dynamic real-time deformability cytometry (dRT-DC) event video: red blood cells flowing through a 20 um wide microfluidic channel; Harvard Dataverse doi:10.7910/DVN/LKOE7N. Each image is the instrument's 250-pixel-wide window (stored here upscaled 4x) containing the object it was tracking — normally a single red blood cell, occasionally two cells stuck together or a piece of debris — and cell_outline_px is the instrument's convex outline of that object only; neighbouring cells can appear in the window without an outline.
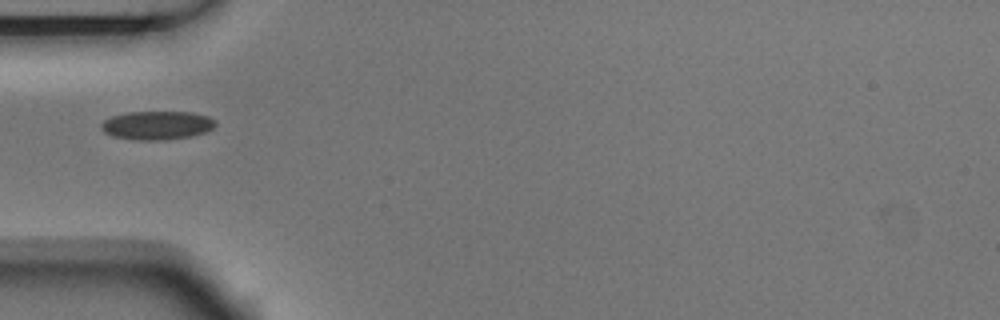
{"species": "Egyptian fruit bat (a non-hibernating species)", "species_latin": "Rousettus aegyptiacus", "temperature_condition": "room temperature", "stored_images_in_passage": 1, "camera_frame_rate_fps": 3000, "um_per_image_px": 0.085, "animal": {"sex": "male"}, "frame": {"image": 1, "passage_image": 1, "time_ms": 0.0, "image_size_px": [1000, 320], "cell_outline_px": [[216, 124], [208, 132], [192, 136], [164, 140], [136, 140], [112, 136], [104, 132], [100, 128], [100, 124], [104, 120], [112, 116], [128, 112], [192, 112], [208, 116], [216, 120]], "centroid_in_image_um": [13.36, 10.65], "position_along_channel_um": 71.6, "area_um2": 19.25}}